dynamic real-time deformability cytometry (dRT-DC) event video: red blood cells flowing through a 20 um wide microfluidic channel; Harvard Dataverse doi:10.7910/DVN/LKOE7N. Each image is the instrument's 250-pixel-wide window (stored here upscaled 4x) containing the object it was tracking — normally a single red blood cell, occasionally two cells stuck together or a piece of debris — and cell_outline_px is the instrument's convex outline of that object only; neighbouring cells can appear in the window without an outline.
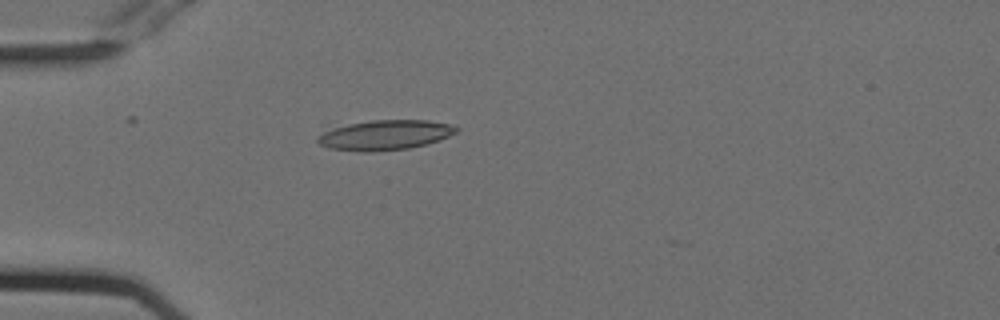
{"species": "Egyptian fruit bat (a non-hibernating species)", "species_latin": "Rousettus aegyptiacus", "temperature_condition": "cold", "stored_images_in_passage": 16, "camera_frame_rate_fps": 3000, "um_per_image_px": 0.085, "animal": {"sex": "female"}, "frame": {"image": 1, "passage_image": 15, "time_ms": 4.667, "image_size_px": [1000, 320], "cell_outline_px": [[460, 128], [456, 132], [440, 140], [428, 144], [408, 148], [372, 152], [360, 152], [328, 148], [320, 144], [316, 140], [324, 132], [332, 128], [348, 124], [372, 120], [428, 120], [452, 124]], "centroid_in_image_um": [32.76, 11.48], "position_along_channel_um": 52.2, "area_um2": 24.22}}